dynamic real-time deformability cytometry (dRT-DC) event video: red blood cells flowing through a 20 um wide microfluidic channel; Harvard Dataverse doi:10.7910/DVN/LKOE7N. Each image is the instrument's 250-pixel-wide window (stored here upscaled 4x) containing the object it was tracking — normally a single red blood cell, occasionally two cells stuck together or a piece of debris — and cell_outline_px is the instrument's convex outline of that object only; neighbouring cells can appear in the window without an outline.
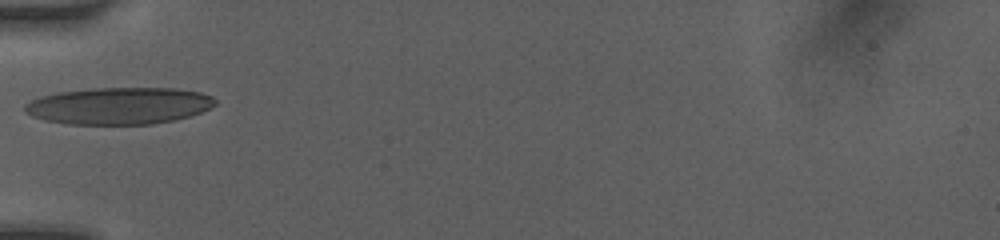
{"species": "human", "species_latin": "Homo sapiens", "temperature_condition": "room temperature", "stored_images_in_passage": 50, "camera_frame_rate_fps": 3000, "um_per_image_px": 0.085, "donor": {"sex": "female"}, "frame": {"image": 1, "passage_image": 1, "time_ms": 0.0, "image_size_px": [1000, 240], "cell_outline_px": [[216, 104], [212, 108], [176, 120], [152, 124], [68, 124], [44, 120], [32, 116], [24, 112], [24, 104], [40, 96], [60, 92], [96, 88], [176, 88], [200, 92], [212, 96], [216, 100]], "centroid_in_image_um": [10.13, 8.99], "position_along_channel_um": 74.9, "area_um2": 41.1}}
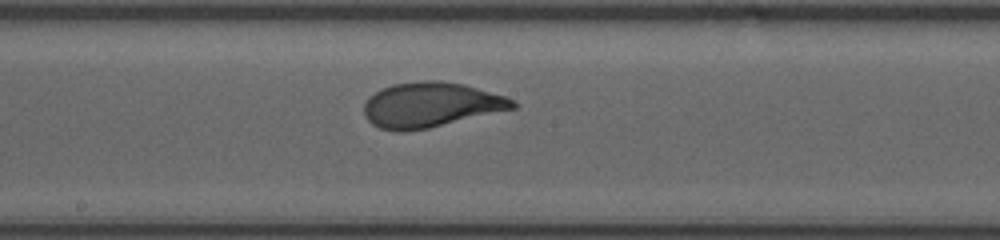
{"frame": {"image": 2, "passage_image": 20, "time_ms": 3.333, "image_size_px": [1000, 240], "cell_outline_px": [[516, 108], [428, 128], [380, 128], [372, 124], [364, 116], [364, 104], [368, 96], [392, 84], [420, 80], [440, 80], [464, 84], [504, 96], [516, 100]], "centroid_in_image_um": [36.64, 8.87], "position_along_channel_um": 211.6, "area_um2": 38.26}}
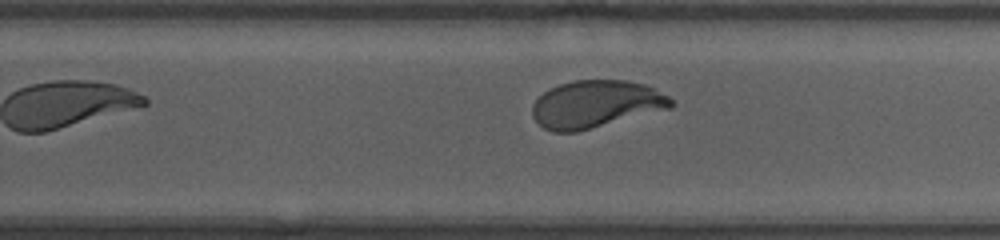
{"frame": {"image": 3, "passage_image": 29, "time_ms": 5.0, "image_size_px": [1000, 240], "cell_outline_px": [[676, 104], [672, 108], [576, 132], [552, 132], [544, 128], [532, 116], [532, 104], [544, 92], [560, 84], [576, 80], [624, 80], [644, 84], [668, 96]], "centroid_in_image_um": [50.65, 8.86], "position_along_channel_um": 279.1, "area_um2": 38.15}, "authors_computed_cell_mechanics": {"area_um2": 38.7549, "velocity_mm_per_s": 4.075, "shape_relaxation_time_tau1_ms": 2.8725, "shape_relaxation_time_tau2_ms": null, "deformation_change_tau1": 0.1571, "deformation_change_tau2": null}}